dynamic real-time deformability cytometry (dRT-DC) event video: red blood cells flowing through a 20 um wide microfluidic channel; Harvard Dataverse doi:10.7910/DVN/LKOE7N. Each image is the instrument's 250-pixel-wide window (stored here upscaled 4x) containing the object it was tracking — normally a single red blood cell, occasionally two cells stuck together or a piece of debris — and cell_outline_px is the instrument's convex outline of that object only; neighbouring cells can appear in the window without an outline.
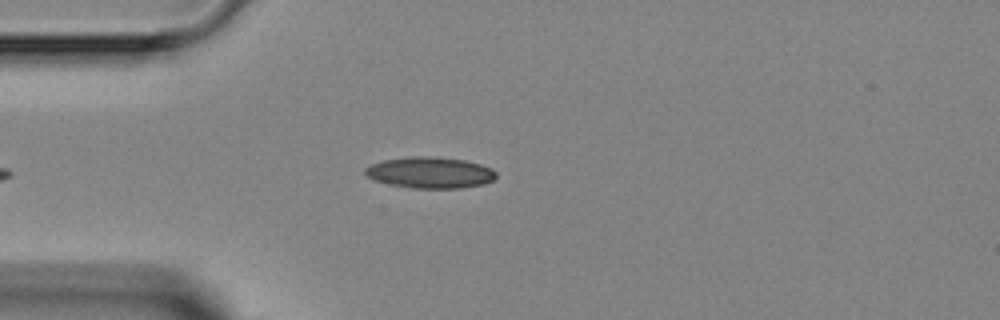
{"species": "Egyptian fruit bat (a non-hibernating species)", "species_latin": "Rousettus aegyptiacus", "temperature_condition": "room temperature", "stored_images_in_passage": 3, "camera_frame_rate_fps": 3000, "um_per_image_px": 0.085, "animal": {"sex": "female"}, "frame": {"image": 1, "passage_image": 3, "time_ms": 2.0, "image_size_px": [1000, 320], "cell_outline_px": [[496, 176], [492, 180], [484, 184], [460, 188], [412, 188], [388, 184], [376, 180], [368, 176], [364, 172], [364, 168], [372, 164], [384, 160], [412, 156], [424, 156], [464, 160], [480, 164], [492, 168], [496, 172]], "centroid_in_image_um": [36.56, 14.67], "position_along_channel_um": 48.4, "area_um2": 23.64}}